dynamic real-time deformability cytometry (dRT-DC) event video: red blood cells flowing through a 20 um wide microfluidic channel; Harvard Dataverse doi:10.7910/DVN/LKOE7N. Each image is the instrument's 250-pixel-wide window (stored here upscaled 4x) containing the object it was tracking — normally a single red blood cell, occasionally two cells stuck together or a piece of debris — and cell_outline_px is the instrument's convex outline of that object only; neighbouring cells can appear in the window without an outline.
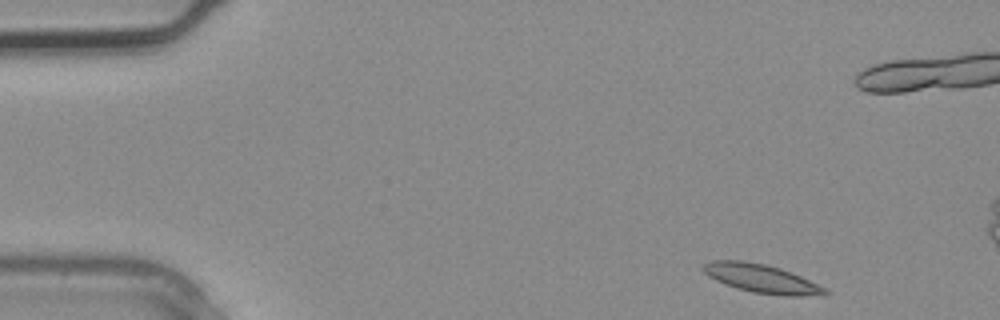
{"species": "common noctule bat (a hibernating species)", "species_latin": "Nyctalus noctula", "temperature_condition": "warm", "stored_images_in_passage": 3, "camera_frame_rate_fps": 3000, "um_per_image_px": 0.085, "animal": {"sex": "male", "body_mass_g": 20.4}, "frame": {"image": 1, "passage_image": 1, "time_ms": 0.0, "image_size_px": [1000, 320], "cell_outline_px": [[832, 292], [800, 296], [784, 296], [752, 292], [736, 288], [724, 284], [708, 276], [704, 272], [704, 264], [712, 260], [740, 260], [764, 264], [780, 268], [800, 276]], "centroid_in_image_um": [64.67, 23.67], "position_along_channel_um": 20.3, "area_um2": 19.88}}